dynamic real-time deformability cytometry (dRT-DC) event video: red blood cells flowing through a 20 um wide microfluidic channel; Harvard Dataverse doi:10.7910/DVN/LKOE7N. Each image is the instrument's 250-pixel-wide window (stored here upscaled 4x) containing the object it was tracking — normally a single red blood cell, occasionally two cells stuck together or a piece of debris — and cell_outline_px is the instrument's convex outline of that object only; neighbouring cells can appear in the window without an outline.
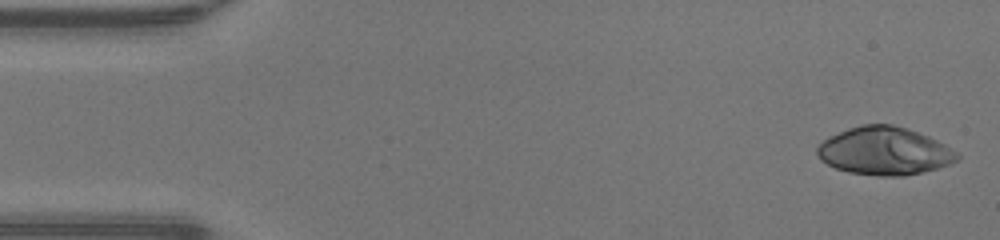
{"species": "human", "species_latin": "Homo sapiens", "temperature_condition": "warm", "stored_images_in_passage": 46, "camera_frame_rate_fps": 3000, "um_per_image_px": 0.085, "donor": {"sex": "male"}, "frame": {"image": 1, "passage_image": 1, "time_ms": 0.0, "image_size_px": [1000, 240], "cell_outline_px": [[960, 156], [956, 160], [948, 164], [936, 168], [904, 176], [876, 176], [848, 172], [836, 168], [820, 160], [816, 152], [816, 148], [828, 136], [848, 128], [860, 124], [892, 124], [928, 136], [944, 144], [956, 152]], "centroid_in_image_um": [75.12, 12.83], "position_along_channel_um": 9.9, "area_um2": 38.84}}
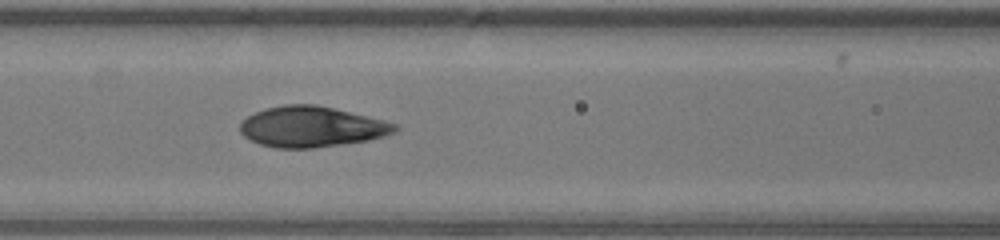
{"frame": {"image": 2, "passage_image": 19, "time_ms": 6.0, "image_size_px": [1000, 240], "cell_outline_px": [[400, 128], [396, 132], [384, 136], [368, 140], [312, 148], [276, 148], [260, 144], [244, 136], [240, 132], [240, 124], [248, 116], [264, 108], [284, 104], [316, 104], [384, 120], [396, 124]], "centroid_in_image_um": [26.49, 10.77], "position_along_channel_um": 140.1, "area_um2": 36.53}}
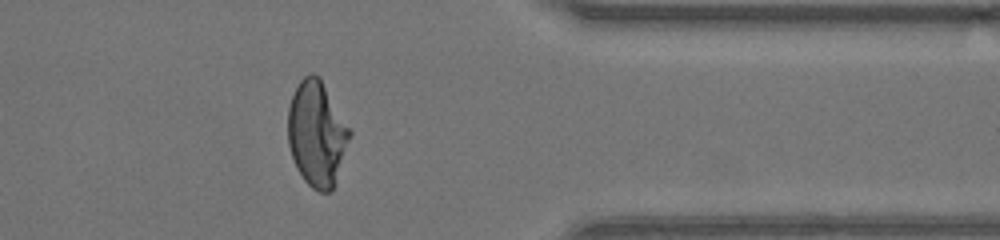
{"frame": {"image": 3, "passage_image": 37, "time_ms": 12.0, "image_size_px": [1000, 240], "cell_outline_px": [[352, 136], [332, 192], [320, 192], [312, 188], [304, 180], [296, 168], [288, 144], [288, 108], [292, 96], [300, 80], [308, 72], [312, 72], [320, 76], [352, 132]], "centroid_in_image_um": [26.94, 11.36], "position_along_channel_um": 384.5, "area_um2": 38.21}, "authors_computed_cell_mechanics": {"area_um2": 37.2232, "velocity_mm_per_s": 4.356, "shape_relaxation_time_tau1_ms": 4.958, "shape_relaxation_time_tau2_ms": null, "deformation_change_tau1": 0.2881, "deformation_change_tau2": null}}